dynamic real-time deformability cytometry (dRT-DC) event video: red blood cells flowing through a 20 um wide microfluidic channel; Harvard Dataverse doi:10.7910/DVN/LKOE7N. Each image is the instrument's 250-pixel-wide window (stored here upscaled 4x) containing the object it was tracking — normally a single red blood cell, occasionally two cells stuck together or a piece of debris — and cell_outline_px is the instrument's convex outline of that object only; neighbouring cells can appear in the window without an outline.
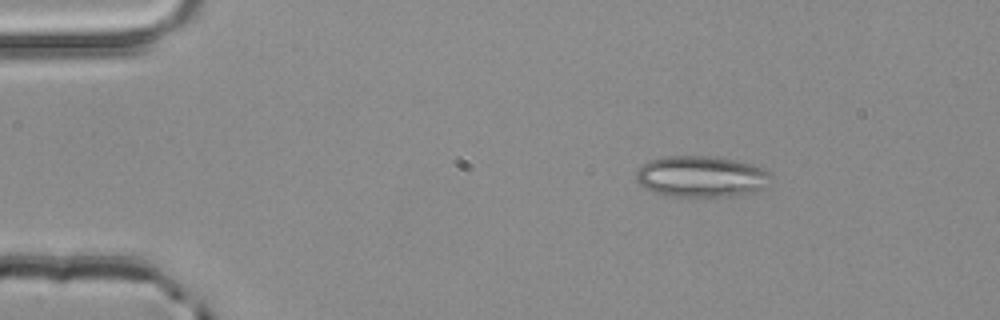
{"species": "common noctule bat (a hibernating species)", "species_latin": "Nyctalus noctula", "temperature_condition": "room temperature", "stored_images_in_passage": 3, "camera_frame_rate_fps": 3000, "um_per_image_px": 0.085, "animal": {"sex": "male", "body_mass_g": 20.4}, "frame": {"image": 1, "passage_image": 1, "time_ms": 0.0, "image_size_px": [1000, 320], "cell_outline_px": [[768, 184], [752, 192], [732, 196], [672, 196], [652, 192], [644, 188], [636, 180], [636, 172], [648, 160], [668, 156], [704, 156], [732, 160], [756, 164], [764, 168], [768, 172]], "centroid_in_image_um": [59.57, 15.0], "position_along_channel_um": 25.4, "area_um2": 32.02}}
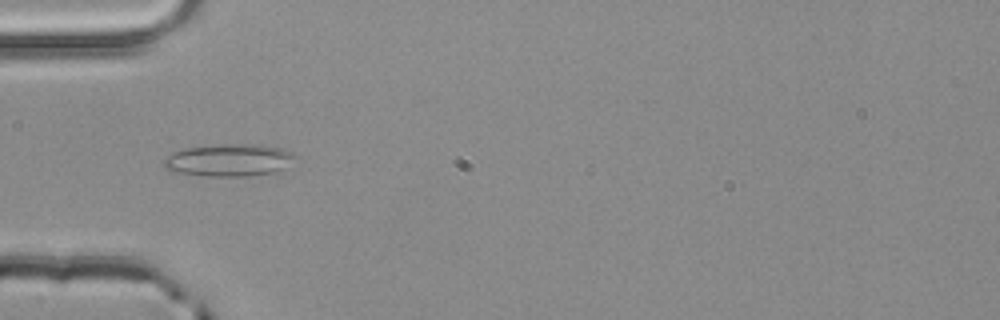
{"frame": {"image": 2, "passage_image": 3, "time_ms": 0.667, "image_size_px": [1000, 320], "cell_outline_px": [[296, 156], [284, 168], [276, 172], [244, 176], [204, 176], [168, 172], [164, 168], [164, 160], [172, 152], [184, 148], [224, 144], [260, 144], [280, 148], [292, 152]], "centroid_in_image_um": [19.41, 13.62], "position_along_channel_um": 65.6, "area_um2": 24.91}}